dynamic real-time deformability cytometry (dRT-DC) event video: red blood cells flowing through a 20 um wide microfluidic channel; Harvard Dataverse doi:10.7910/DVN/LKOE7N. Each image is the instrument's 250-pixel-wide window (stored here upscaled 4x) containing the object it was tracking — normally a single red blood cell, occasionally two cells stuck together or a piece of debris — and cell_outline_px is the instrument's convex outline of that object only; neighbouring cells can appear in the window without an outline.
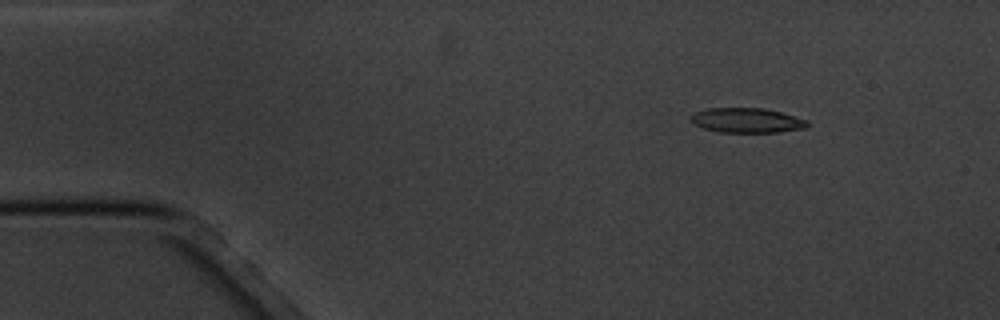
{"species": "common noctule bat (a hibernating species)", "species_latin": "Nyctalus noctula", "temperature_condition": "cold", "stored_images_in_passage": 15, "camera_frame_rate_fps": 3000, "um_per_image_px": 0.085, "animal": {"sex": "male", "body_mass_g": 20.1, "forearm_length_mm": 53.5}, "frame": {"image": 1, "passage_image": 2, "time_ms": 1.333, "image_size_px": [1000, 320], "cell_outline_px": [[808, 124], [804, 128], [780, 132], [720, 132], [704, 128], [692, 124], [688, 120], [688, 116], [696, 112], [708, 108], [764, 108], [780, 112], [808, 120]], "centroid_in_image_um": [63.42, 10.23], "position_along_channel_um": 21.6, "area_um2": 16.88}}
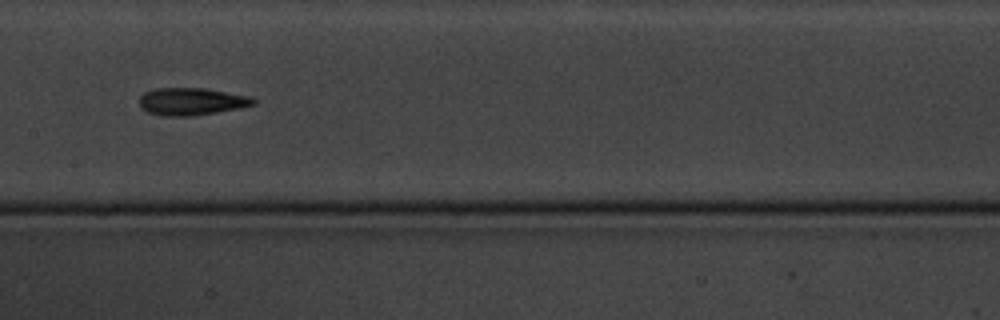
{"frame": {"image": 2, "passage_image": 8, "time_ms": 8.333, "image_size_px": [1000, 320], "cell_outline_px": [[256, 104], [244, 108], [192, 116], [160, 116], [148, 112], [140, 108], [140, 96], [144, 92], [152, 88], [204, 88], [248, 96], [256, 100]], "centroid_in_image_um": [16.27, 8.63], "position_along_channel_um": 191.1, "area_um2": 18.44}}
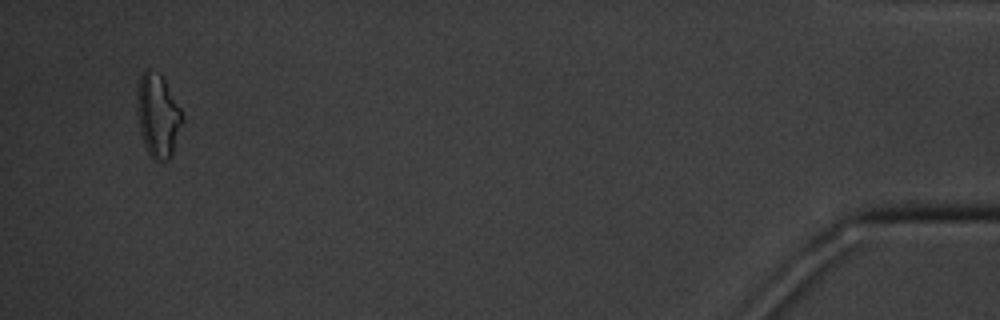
{"frame": {"image": 3, "passage_image": 15, "time_ms": 17.333, "image_size_px": [1000, 320], "cell_outline_px": [[184, 120], [172, 156], [168, 160], [156, 160], [148, 152], [144, 144], [140, 132], [136, 112], [136, 92], [140, 76], [148, 68], [160, 72], [180, 108], [184, 116]], "centroid_in_image_um": [13.42, 9.8], "position_along_channel_um": 421.8, "area_um2": 22.31}, "authors_computed_cell_mechanics": {"area_um2": 17.4556, "velocity_mm_per_s": 3.4593, "shape_relaxation_time_tau1_ms": 7.5597, "shape_relaxation_time_tau2_ms": 3.7454, "deformation_change_tau1": 0.1647, "deformation_change_tau2": 0.1369}}